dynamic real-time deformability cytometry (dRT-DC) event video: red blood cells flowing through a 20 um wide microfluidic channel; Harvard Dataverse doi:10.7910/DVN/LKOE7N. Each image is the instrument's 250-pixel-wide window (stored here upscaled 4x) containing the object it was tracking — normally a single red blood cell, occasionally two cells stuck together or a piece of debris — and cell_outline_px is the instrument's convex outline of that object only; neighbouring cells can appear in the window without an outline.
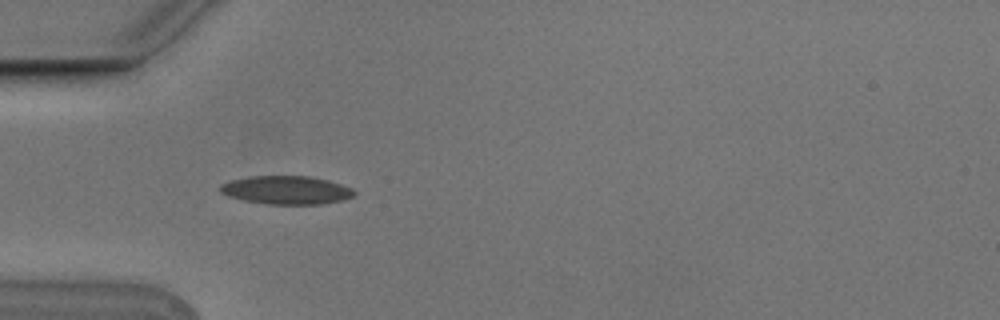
{"species": "Egyptian fruit bat (a non-hibernating species)", "species_latin": "Rousettus aegyptiacus", "temperature_condition": "cold", "stored_images_in_passage": 6, "camera_frame_rate_fps": 3000, "um_per_image_px": 0.085, "animal": {"sex": "male"}, "frame": {"image": 1, "passage_image": 5, "time_ms": 1.333, "image_size_px": [1000, 320], "cell_outline_px": [[356, 192], [352, 196], [344, 200], [320, 204], [268, 204], [244, 200], [228, 196], [220, 192], [220, 184], [232, 180], [252, 176], [308, 176], [328, 180], [352, 188]], "centroid_in_image_um": [24.35, 16.16], "position_along_channel_um": 60.7, "area_um2": 22.02}}